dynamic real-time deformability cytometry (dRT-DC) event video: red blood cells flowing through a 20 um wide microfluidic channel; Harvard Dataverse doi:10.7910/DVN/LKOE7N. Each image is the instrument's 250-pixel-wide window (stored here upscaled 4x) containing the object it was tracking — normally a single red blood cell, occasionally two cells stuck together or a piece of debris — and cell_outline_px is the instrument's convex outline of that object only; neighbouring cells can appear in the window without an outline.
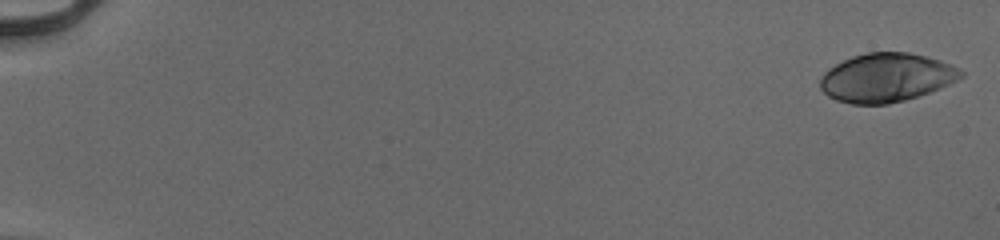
{"species": "human", "species_latin": "Homo sapiens", "temperature_condition": "cold", "stored_images_in_passage": 54, "camera_frame_rate_fps": 3000, "um_per_image_px": 0.085, "donor": {"sex": "male"}, "frame": {"image": 1, "passage_image": 1, "time_ms": 0.0, "image_size_px": [1000, 240], "cell_outline_px": [[964, 76], [940, 88], [904, 100], [888, 104], [852, 104], [836, 100], [828, 96], [820, 88], [820, 76], [828, 68], [852, 56], [868, 52], [908, 52], [940, 60], [952, 64], [960, 68], [964, 72]], "centroid_in_image_um": [75.33, 6.59], "position_along_channel_um": 9.7, "area_um2": 39.94}}
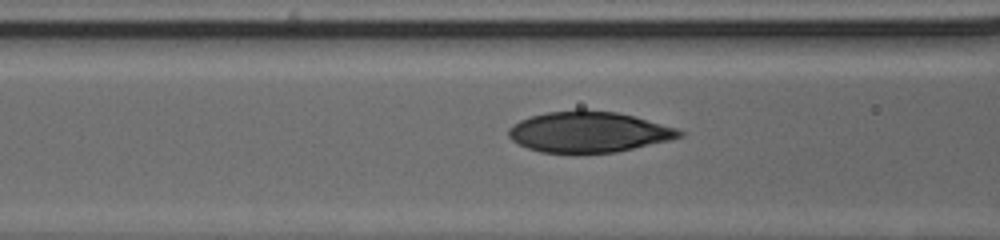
{"frame": {"image": 2, "passage_image": 24, "time_ms": 7.667, "image_size_px": [1000, 240], "cell_outline_px": [[684, 136], [672, 140], [616, 152], [576, 156], [540, 152], [528, 148], [512, 140], [508, 136], [508, 128], [512, 124], [520, 120], [532, 116], [548, 112], [576, 108], [580, 108], [616, 112], [632, 116], [676, 128], [684, 132]], "centroid_in_image_um": [50.01, 11.24], "position_along_channel_um": 116.6, "area_um2": 41.67}}
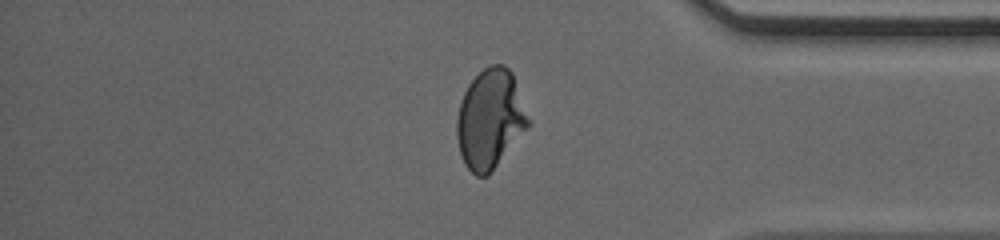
{"frame": {"image": 3, "passage_image": 46, "time_ms": 15.0, "image_size_px": [1000, 240], "cell_outline_px": [[532, 124], [488, 176], [476, 176], [464, 164], [460, 152], [456, 136], [456, 120], [460, 100], [468, 84], [484, 68], [492, 64], [504, 64], [512, 72]], "centroid_in_image_um": [41.67, 10.13], "position_along_channel_um": 393.5, "area_um2": 41.67}, "authors_computed_cell_mechanics": {"area_um2": 40.5756, "velocity_mm_per_s": 3.9674, "shape_relaxation_time_tau1_ms": 4.4268, "shape_relaxation_time_tau2_ms": null, "deformation_change_tau1": 0.1958, "deformation_change_tau2": null}}